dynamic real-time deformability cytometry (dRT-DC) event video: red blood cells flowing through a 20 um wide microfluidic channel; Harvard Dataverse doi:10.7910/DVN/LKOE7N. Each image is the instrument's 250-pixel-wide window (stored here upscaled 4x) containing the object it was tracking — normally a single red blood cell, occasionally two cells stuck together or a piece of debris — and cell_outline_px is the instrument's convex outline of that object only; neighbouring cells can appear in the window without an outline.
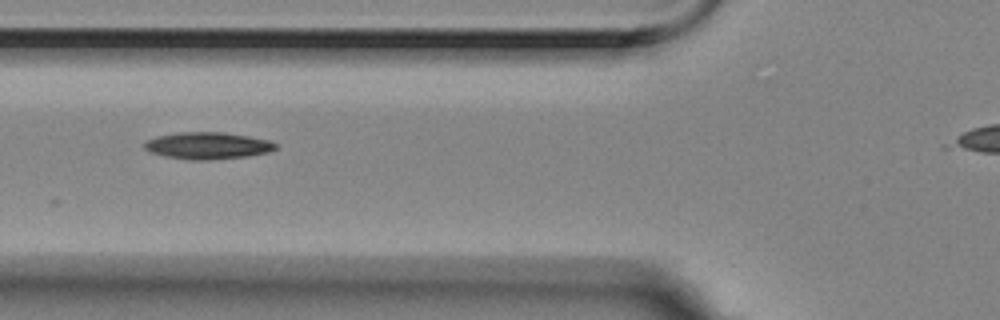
{"species": "Egyptian fruit bat (a non-hibernating species)", "species_latin": "Rousettus aegyptiacus", "temperature_condition": "room temperature", "stored_images_in_passage": 7, "segment_of_instrument_passage": [1, 2], "camera_frame_rate_fps": 3000, "um_per_image_px": 0.085, "animal": {"sex": "female"}, "frame": {"image": 1, "passage_image": 2, "time_ms": 0.333, "image_size_px": [1000, 320], "cell_outline_px": [[276, 148], [268, 152], [248, 156], [208, 160], [188, 160], [164, 156], [152, 152], [144, 148], [144, 140], [156, 136], [180, 132], [224, 132], [248, 136], [268, 140], [276, 144]], "centroid_in_image_um": [17.61, 12.38], "position_along_channel_um": 108.2, "area_um2": 20.58}}
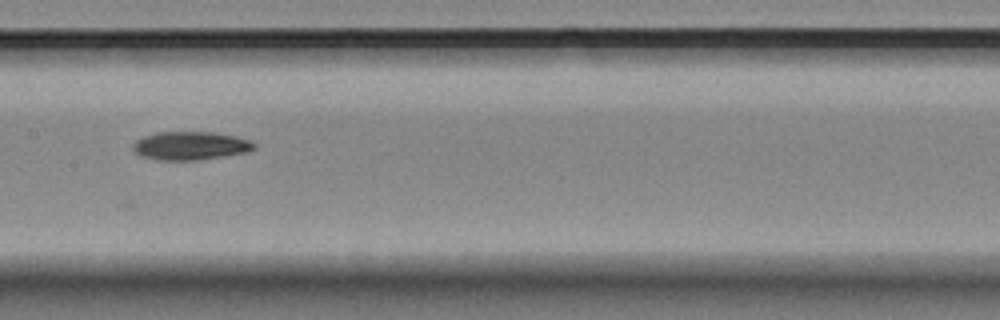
{"frame": {"image": 2, "passage_image": 4, "time_ms": 1.0, "image_size_px": [1000, 320], "cell_outline_px": [[256, 148], [248, 152], [224, 156], [196, 160], [156, 160], [140, 156], [132, 148], [132, 144], [136, 140], [144, 136], [156, 132], [212, 132], [236, 136], [252, 140], [256, 144]], "centroid_in_image_um": [16.2, 12.39], "position_along_channel_um": 191.2, "area_um2": 20.23}}
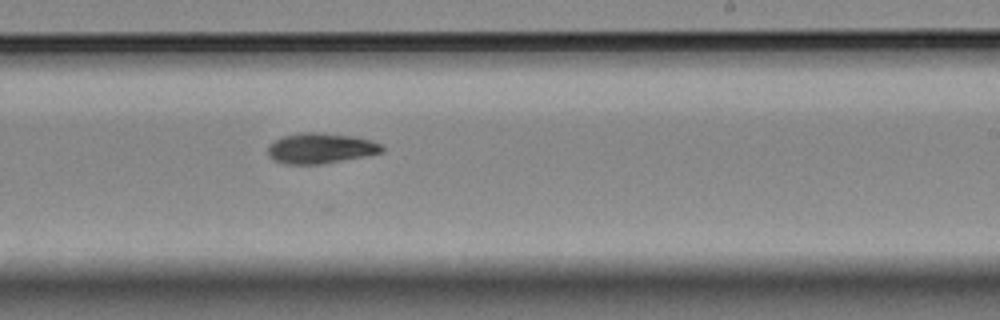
{"frame": {"image": 3, "passage_image": 6, "time_ms": 1.667, "image_size_px": [1000, 320], "cell_outline_px": [[384, 152], [364, 156], [320, 164], [284, 164], [272, 160], [268, 156], [268, 144], [284, 136], [300, 132], [316, 132], [352, 136], [372, 140], [380, 144], [384, 148]], "centroid_in_image_um": [27.22, 12.6], "position_along_channel_um": 261.8, "area_um2": 20.23}}